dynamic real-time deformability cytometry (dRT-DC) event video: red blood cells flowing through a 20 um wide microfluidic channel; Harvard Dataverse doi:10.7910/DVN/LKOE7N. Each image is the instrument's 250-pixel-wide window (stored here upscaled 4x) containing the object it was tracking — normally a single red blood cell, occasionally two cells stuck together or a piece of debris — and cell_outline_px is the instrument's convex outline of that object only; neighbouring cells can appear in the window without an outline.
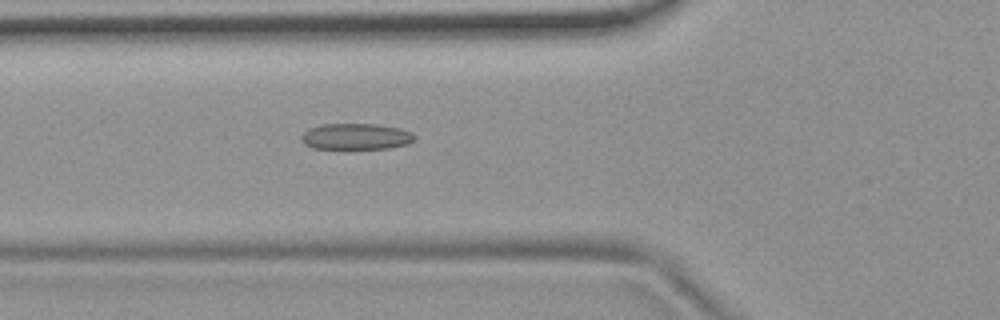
{"species": "common noctule bat (a hibernating species)", "species_latin": "Nyctalus noctula", "temperature_condition": "room temperature", "stored_images_in_passage": 48, "camera_frame_rate_fps": 3000, "um_per_image_px": 0.085, "animal": {"sex": "female", "body_mass_g": 19.9}, "frame": {"image": 1, "passage_image": 13, "time_ms": 4.0, "image_size_px": [1000, 320], "cell_outline_px": [[412, 140], [408, 144], [388, 148], [312, 148], [304, 144], [300, 140], [300, 136], [308, 128], [324, 124], [376, 124], [400, 128], [412, 132]], "centroid_in_image_um": [30.2, 11.59], "position_along_channel_um": 95.6, "area_um2": 17.11}}
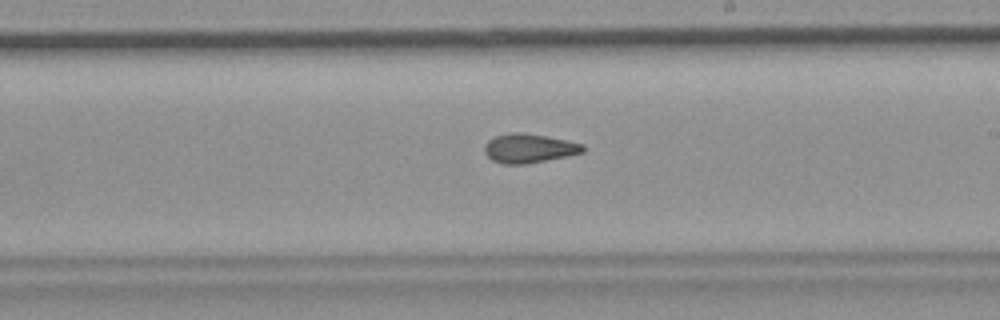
{"frame": {"image": 2, "passage_image": 25, "time_ms": 8.0, "image_size_px": [1000, 320], "cell_outline_px": [[584, 152], [524, 164], [500, 164], [492, 160], [484, 152], [484, 144], [488, 140], [496, 136], [512, 132], [524, 132], [548, 136], [584, 144]], "centroid_in_image_um": [44.93, 12.59], "position_along_channel_um": 244.1, "area_um2": 16.65}}
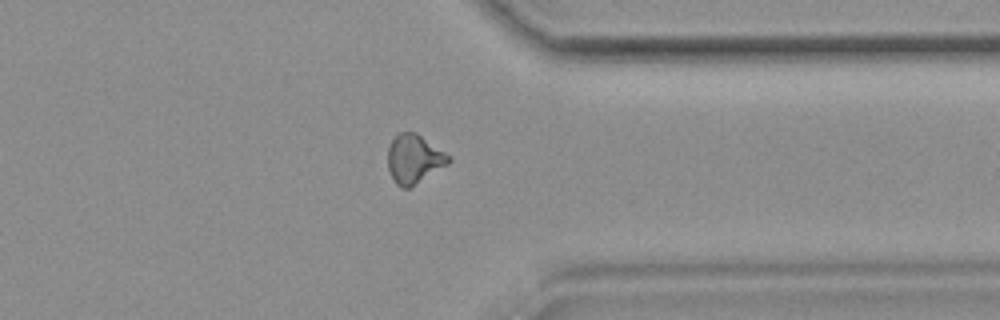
{"frame": {"image": 3, "passage_image": 36, "time_ms": 11.667, "image_size_px": [1000, 320], "cell_outline_px": [[452, 160], [448, 164], [408, 188], [400, 188], [396, 184], [388, 168], [388, 148], [392, 140], [400, 132], [416, 132], [452, 156]], "centroid_in_image_um": [35.22, 13.5], "position_along_channel_um": 376.2, "area_um2": 17.22}, "authors_computed_cell_mechanics": {"area_um2": 16.762, "velocity_mm_per_s": 3.7163, "shape_relaxation_time_tau1_ms": null, "shape_relaxation_time_tau2_ms": 2.4346, "deformation_change_tau1": null, "deformation_change_tau2": 0.0969}}